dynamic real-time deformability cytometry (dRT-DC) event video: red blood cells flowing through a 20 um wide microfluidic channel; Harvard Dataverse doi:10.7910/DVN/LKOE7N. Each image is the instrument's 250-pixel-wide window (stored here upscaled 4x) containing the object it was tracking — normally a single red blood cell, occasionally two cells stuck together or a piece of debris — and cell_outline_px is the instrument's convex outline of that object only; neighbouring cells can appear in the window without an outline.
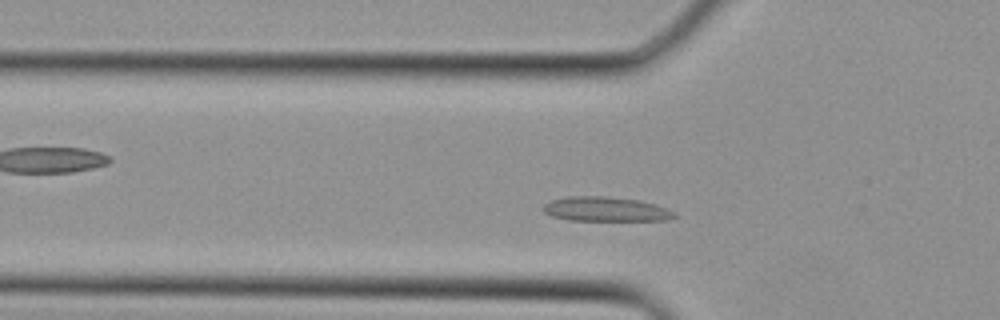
{"species": "Egyptian fruit bat (a non-hibernating species)", "species_latin": "Rousettus aegyptiacus", "temperature_condition": "cold", "stored_images_in_passage": 28, "camera_frame_rate_fps": 3000, "um_per_image_px": 0.085, "animal": {"sex": "female"}, "frame": {"image": 1, "passage_image": 4, "time_ms": 1.0, "image_size_px": [1000, 320], "cell_outline_px": [[680, 216], [668, 220], [568, 220], [552, 216], [544, 212], [544, 204], [552, 200], [568, 196], [604, 196], [640, 200], [656, 204], [668, 208]], "centroid_in_image_um": [51.54, 17.78], "position_along_channel_um": 74.3, "area_um2": 18.79}}
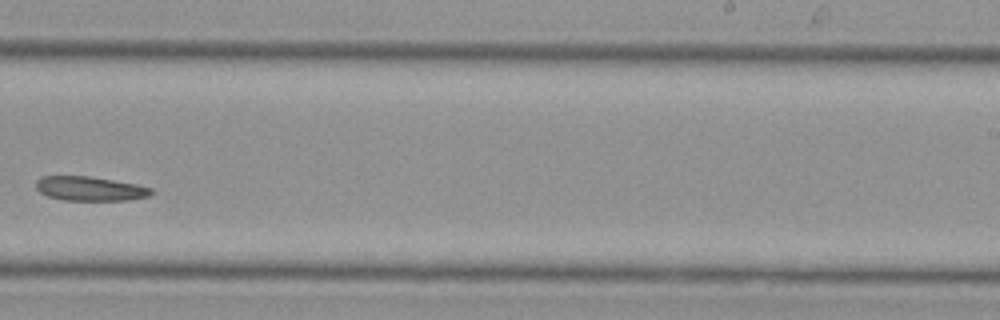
{"frame": {"image": 2, "passage_image": 15, "time_ms": 4.667, "image_size_px": [1000, 320], "cell_outline_px": [[152, 192], [148, 196], [128, 200], [64, 200], [48, 196], [40, 192], [36, 188], [36, 180], [40, 176], [92, 176], [136, 184], [152, 188]], "centroid_in_image_um": [7.62, 16.02], "position_along_channel_um": 281.4, "area_um2": 16.3}}
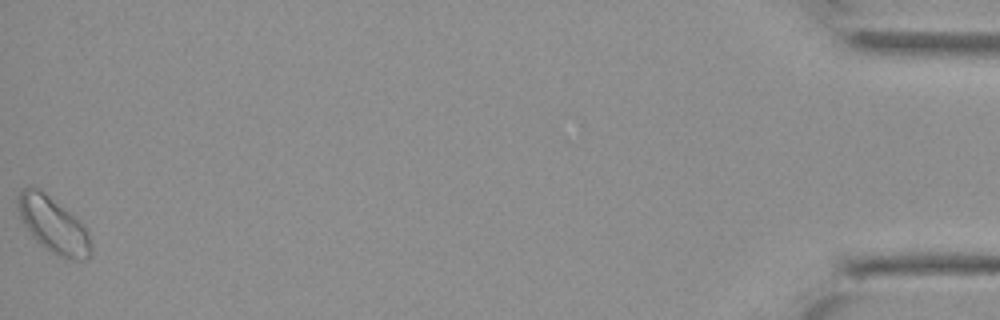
{"frame": {"image": 3, "passage_image": 28, "time_ms": 9.0, "image_size_px": [1000, 320], "cell_outline_px": [[92, 256], [84, 260], [64, 260], [40, 244], [32, 236], [20, 220], [16, 204], [16, 196], [24, 188], [32, 184], [40, 188], [76, 216], [80, 220], [88, 232], [92, 248]], "centroid_in_image_um": [4.52, 19.1], "position_along_channel_um": 430.7, "area_um2": 24.51}}